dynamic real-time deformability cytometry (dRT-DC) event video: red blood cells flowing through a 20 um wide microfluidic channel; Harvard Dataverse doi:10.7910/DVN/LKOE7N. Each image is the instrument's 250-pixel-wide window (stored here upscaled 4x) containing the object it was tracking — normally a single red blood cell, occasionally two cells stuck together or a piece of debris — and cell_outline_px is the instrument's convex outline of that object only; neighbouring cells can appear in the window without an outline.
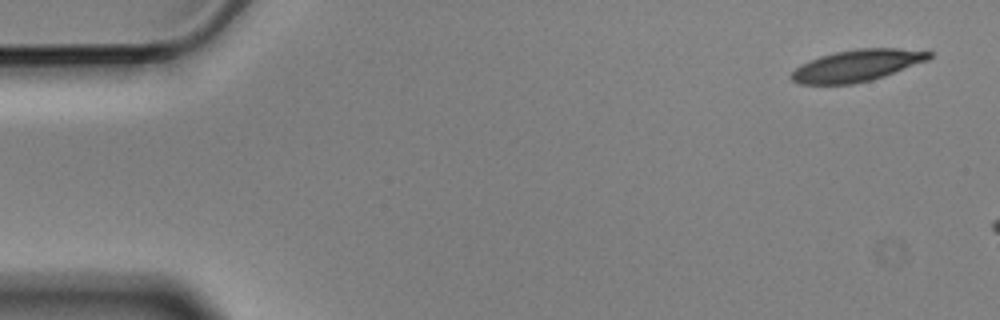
{"species": "Egyptian fruit bat (a non-hibernating species)", "species_latin": "Rousettus aegyptiacus", "temperature_condition": "cold", "stored_images_in_passage": 5, "camera_frame_rate_fps": 3000, "um_per_image_px": 0.085, "animal": {"sex": "male"}, "frame": {"image": 1, "passage_image": 1, "time_ms": 0.0, "image_size_px": [1000, 320], "cell_outline_px": [[932, 56], [928, 60], [884, 76], [872, 80], [852, 84], [800, 84], [792, 80], [788, 76], [800, 64], [820, 56], [836, 52], [856, 48], [900, 48], [932, 52]], "centroid_in_image_um": [72.83, 5.57], "position_along_channel_um": 12.2, "area_um2": 25.43}}